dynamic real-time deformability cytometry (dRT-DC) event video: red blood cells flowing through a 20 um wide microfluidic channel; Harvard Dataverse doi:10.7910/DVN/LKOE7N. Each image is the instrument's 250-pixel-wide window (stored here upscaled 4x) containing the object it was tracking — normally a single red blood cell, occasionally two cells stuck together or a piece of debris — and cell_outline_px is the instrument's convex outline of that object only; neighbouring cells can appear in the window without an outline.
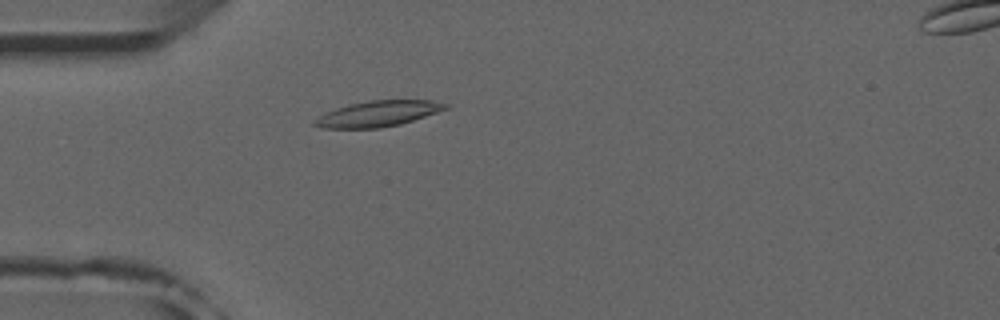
{"species": "common noctule bat (a hibernating species)", "species_latin": "Nyctalus noctula", "temperature_condition": "room temperature", "stored_images_in_passage": 51, "camera_frame_rate_fps": 3000, "um_per_image_px": 0.085, "animal": {"sex": "male", "forearm_length_mm": 52.5}, "frame": {"image": 1, "passage_image": 14, "time_ms": 4.333, "image_size_px": [1000, 320], "cell_outline_px": [[448, 108], [400, 124], [380, 128], [320, 128], [312, 124], [312, 120], [324, 112], [348, 104], [368, 100], [432, 100], [448, 104]], "centroid_in_image_um": [32.05, 9.66], "position_along_channel_um": 53.0, "area_um2": 19.65}}
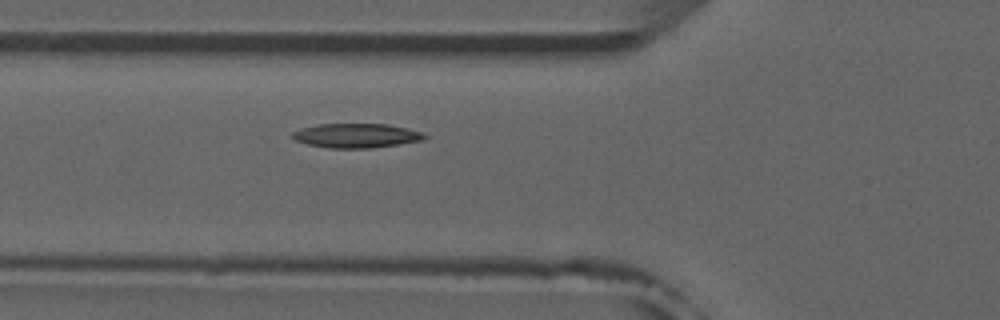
{"frame": {"image": 2, "passage_image": 18, "time_ms": 5.667, "image_size_px": [1000, 320], "cell_outline_px": [[428, 136], [424, 140], [372, 148], [328, 148], [308, 144], [296, 140], [292, 136], [292, 132], [300, 128], [320, 124], [388, 124], [408, 128], [424, 132]], "centroid_in_image_um": [30.33, 11.52], "position_along_channel_um": 95.5, "area_um2": 18.79}}
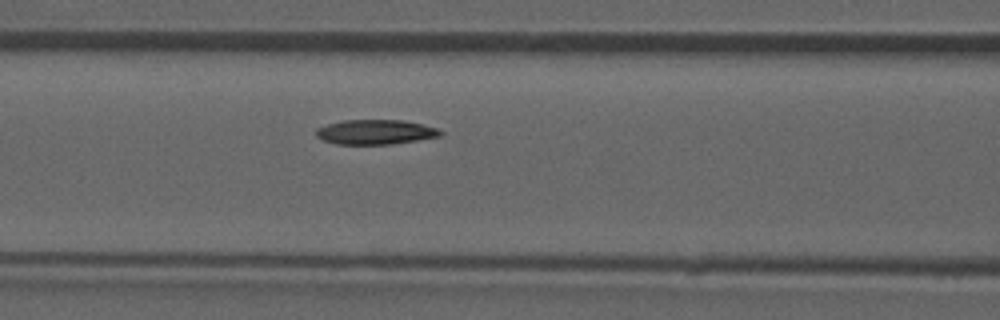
{"frame": {"image": 3, "passage_image": 21, "time_ms": 6.667, "image_size_px": [1000, 320], "cell_outline_px": [[444, 132], [440, 136], [392, 144], [336, 144], [324, 140], [316, 136], [316, 128], [328, 124], [344, 120], [404, 120], [436, 128]], "centroid_in_image_um": [31.9, 11.22], "position_along_channel_um": 134.7, "area_um2": 17.74}, "authors_computed_cell_mechanics": {"area_um2": 18.6116, "velocity_mm_per_s": 3.8878, "shape_relaxation_time_tau1_ms": 8.1082, "shape_relaxation_time_tau2_ms": 11.396, "deformation_change_tau1": 0.1592, "deformation_change_tau2": 0.1733}}